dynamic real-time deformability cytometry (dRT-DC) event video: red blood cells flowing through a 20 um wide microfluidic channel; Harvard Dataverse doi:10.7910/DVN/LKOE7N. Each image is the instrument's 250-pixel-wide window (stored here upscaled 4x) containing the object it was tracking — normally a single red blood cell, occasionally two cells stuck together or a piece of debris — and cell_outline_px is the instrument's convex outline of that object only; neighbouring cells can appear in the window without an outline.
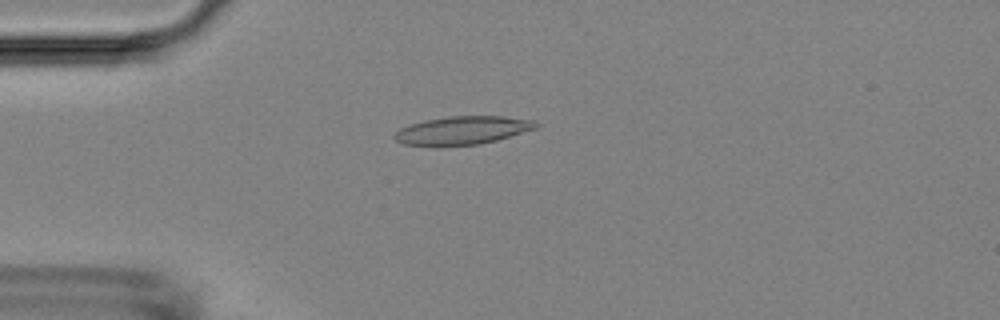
{"species": "Egyptian fruit bat (a non-hibernating species)", "species_latin": "Rousettus aegyptiacus", "temperature_condition": "room temperature", "stored_images_in_passage": 43, "camera_frame_rate_fps": 3000, "um_per_image_px": 0.085, "animal": {"sex": "female"}, "frame": {"image": 1, "passage_image": 14, "time_ms": 4.333, "image_size_px": [1000, 320], "cell_outline_px": [[540, 124], [536, 128], [496, 140], [480, 144], [440, 148], [436, 148], [404, 144], [396, 140], [392, 136], [400, 128], [424, 120], [448, 116], [504, 116], [536, 120]], "centroid_in_image_um": [39.28, 11.11], "position_along_channel_um": 45.7, "area_um2": 23.87}}
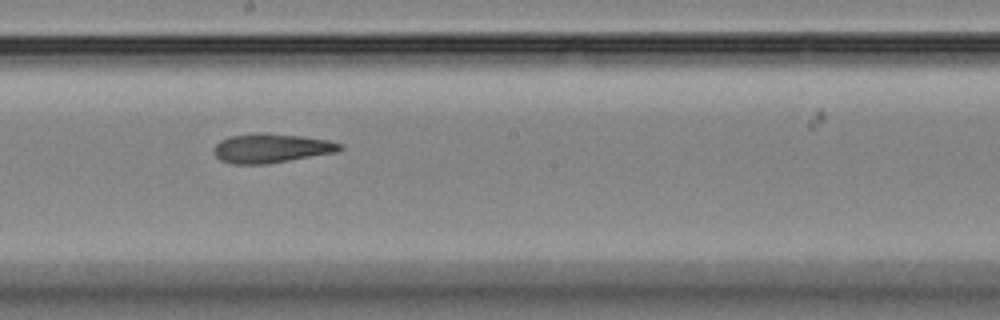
{"frame": {"image": 2, "passage_image": 30, "time_ms": 9.667, "image_size_px": [1000, 320], "cell_outline_px": [[344, 148], [336, 152], [268, 164], [232, 164], [220, 160], [212, 152], [212, 148], [220, 140], [228, 136], [260, 132], [264, 132], [300, 136], [328, 140], [344, 144]], "centroid_in_image_um": [23.03, 12.59], "position_along_channel_um": 225.2, "area_um2": 21.73}}
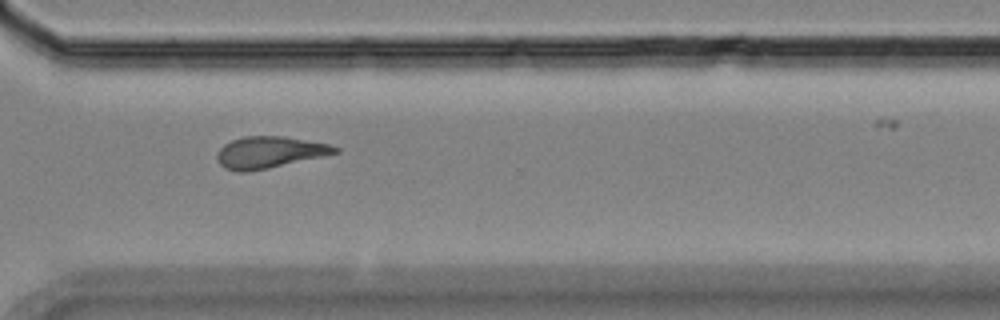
{"frame": {"image": 3, "passage_image": 40, "time_ms": 13.0, "image_size_px": [1000, 320], "cell_outline_px": [[340, 152], [324, 156], [268, 168], [244, 172], [236, 172], [224, 168], [220, 164], [216, 156], [220, 148], [224, 144], [232, 140], [244, 136], [284, 136], [328, 144], [340, 148]], "centroid_in_image_um": [22.89, 12.94], "position_along_channel_um": 347.7, "area_um2": 21.68}}